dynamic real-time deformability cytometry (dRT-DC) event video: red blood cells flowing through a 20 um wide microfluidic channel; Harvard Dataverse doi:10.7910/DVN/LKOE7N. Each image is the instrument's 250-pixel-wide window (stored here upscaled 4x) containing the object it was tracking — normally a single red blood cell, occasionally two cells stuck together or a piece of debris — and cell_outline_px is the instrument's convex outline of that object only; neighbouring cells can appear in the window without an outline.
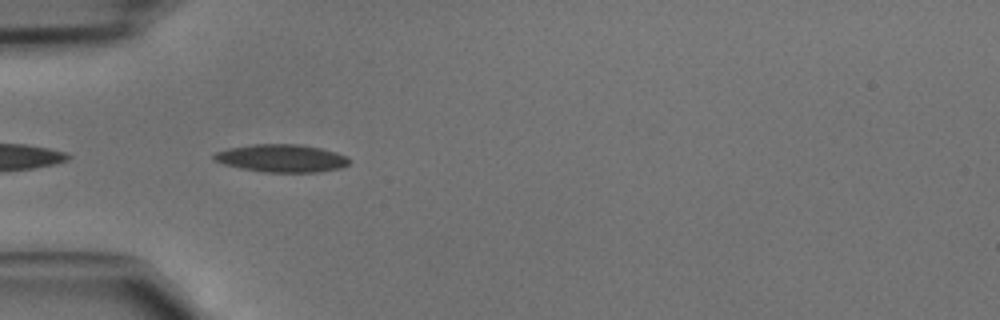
{"species": "common noctule bat (a hibernating species)", "species_latin": "Nyctalus noctula", "temperature_condition": "cold", "stored_images_in_passage": 6, "camera_frame_rate_fps": 3000, "um_per_image_px": 0.085, "animal": {"sex": "male", "body_mass_g": 15.6}, "frame": {"image": 1, "passage_image": 2, "time_ms": 0.333, "image_size_px": [1000, 320], "cell_outline_px": [[348, 164], [340, 168], [320, 172], [264, 172], [240, 168], [224, 164], [212, 160], [212, 156], [216, 152], [228, 148], [252, 144], [296, 144], [320, 148], [336, 152], [348, 156]], "centroid_in_image_um": [23.91, 13.45], "position_along_channel_um": 61.1, "area_um2": 21.91}}